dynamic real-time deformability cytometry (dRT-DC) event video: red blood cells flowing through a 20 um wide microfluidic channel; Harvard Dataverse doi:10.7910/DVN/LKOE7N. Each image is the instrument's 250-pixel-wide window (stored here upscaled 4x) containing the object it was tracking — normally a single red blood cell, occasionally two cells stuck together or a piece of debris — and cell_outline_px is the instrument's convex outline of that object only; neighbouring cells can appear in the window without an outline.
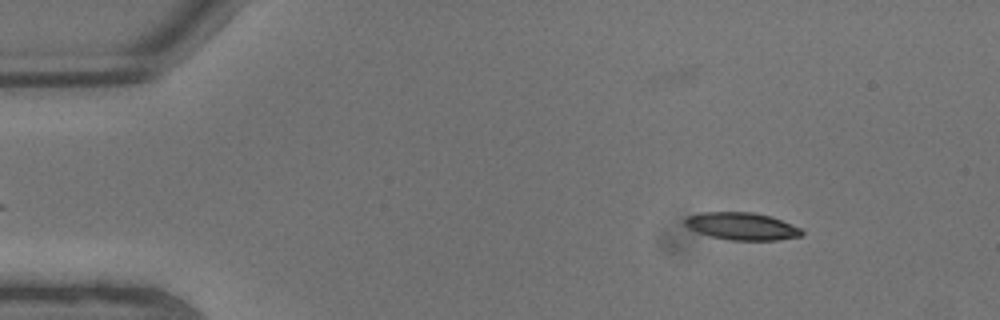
{"species": "common noctule bat (a hibernating species)", "species_latin": "Nyctalus noctula", "temperature_condition": "warm", "stored_images_in_passage": 8, "camera_frame_rate_fps": 3000, "um_per_image_px": 0.085, "animal": {"sex": "male", "body_mass_g": 13.3}, "frame": {"image": 1, "passage_image": 2, "time_ms": 0.333, "image_size_px": [1000, 320], "cell_outline_px": [[804, 232], [800, 236], [776, 240], [732, 240], [712, 236], [696, 232], [688, 228], [684, 224], [684, 220], [688, 216], [700, 212], [752, 212], [772, 216], [800, 228]], "centroid_in_image_um": [63.03, 19.22], "position_along_channel_um": 22.0, "area_um2": 18.61}}
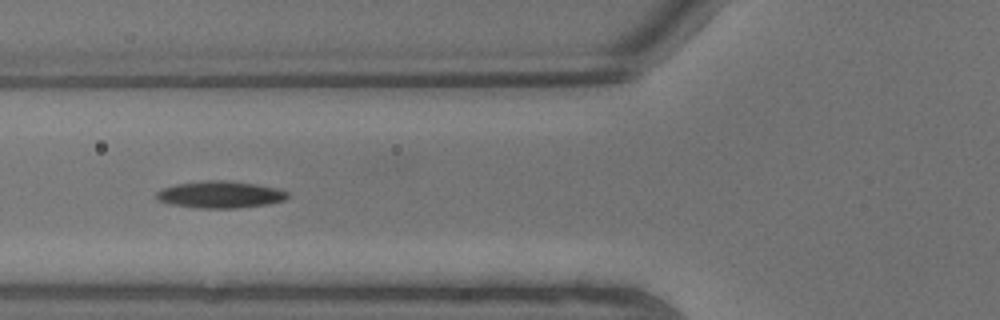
{"frame": {"image": 2, "passage_image": 7, "time_ms": 2.0, "image_size_px": [1000, 320], "cell_outline_px": [[288, 196], [284, 200], [268, 204], [236, 208], [196, 208], [172, 204], [156, 200], [156, 192], [160, 188], [176, 184], [204, 180], [228, 180], [256, 184], [276, 188], [288, 192]], "centroid_in_image_um": [18.67, 16.53], "position_along_channel_um": 107.1, "area_um2": 20.69}}
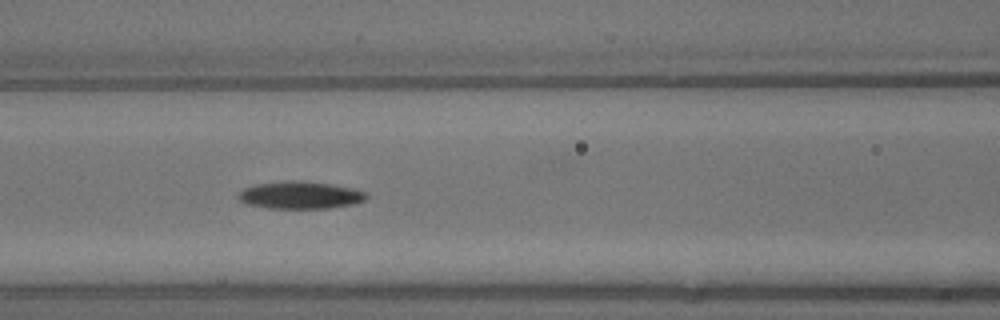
{"frame": {"image": 3, "passage_image": 8, "time_ms": 2.333, "image_size_px": [1000, 320], "cell_outline_px": [[368, 196], [364, 200], [356, 204], [328, 208], [268, 208], [248, 204], [240, 200], [236, 196], [244, 188], [256, 184], [292, 180], [296, 180], [328, 184], [352, 188], [368, 192]], "centroid_in_image_um": [25.54, 16.59], "position_along_channel_um": 141.1, "area_um2": 20.35}}